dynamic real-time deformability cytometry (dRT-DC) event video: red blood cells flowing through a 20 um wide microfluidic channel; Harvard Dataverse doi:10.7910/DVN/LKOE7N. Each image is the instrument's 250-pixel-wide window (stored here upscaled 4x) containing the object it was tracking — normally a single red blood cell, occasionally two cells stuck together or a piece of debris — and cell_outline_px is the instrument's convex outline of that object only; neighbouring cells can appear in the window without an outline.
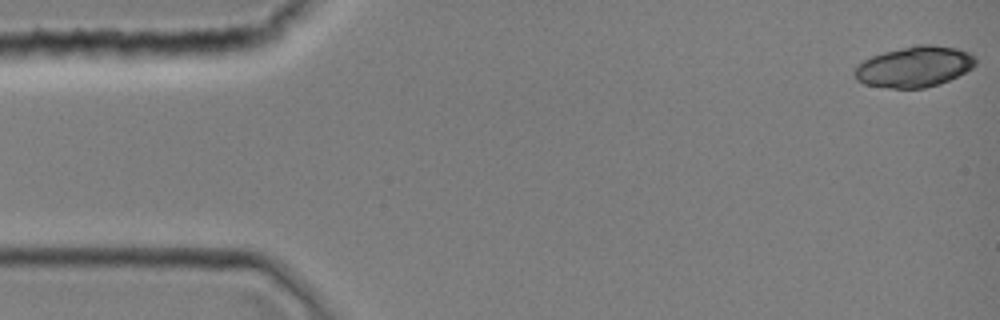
{"species": "common noctule bat (a hibernating species)", "species_latin": "Nyctalus noctula", "temperature_condition": "room temperature", "stored_images_in_passage": 44, "camera_frame_rate_fps": 3000, "um_per_image_px": 0.085, "animal": {"sex": "female", "body_mass_g": 19.0, "forearm_length_mm": 51.5}, "frame": {"image": 1, "passage_image": 1, "time_ms": 0.0, "image_size_px": [1000, 320], "cell_outline_px": [[976, 64], [972, 68], [940, 84], [924, 88], [888, 88], [864, 84], [856, 80], [852, 76], [852, 68], [856, 64], [872, 56], [884, 52], [916, 44], [932, 44], [956, 48], [968, 52], [976, 56]], "centroid_in_image_um": [77.67, 5.67], "position_along_channel_um": 7.3, "area_um2": 29.07}}
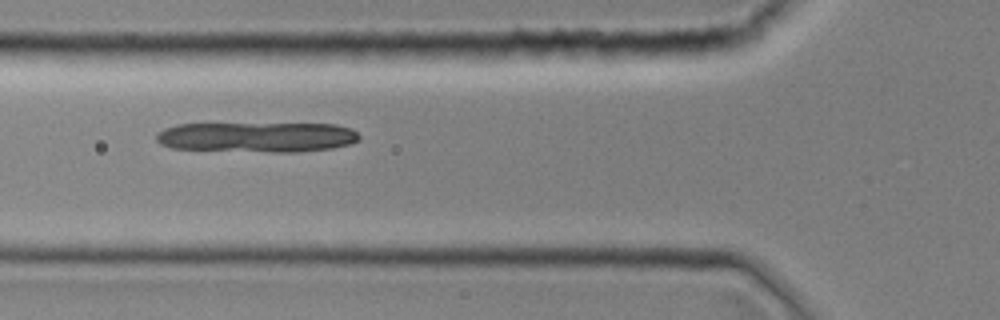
{"frame": {"image": 2, "passage_image": 16, "time_ms": 5.0, "image_size_px": [1000, 320], "cell_outline_px": [[360, 140], [348, 144], [332, 148], [300, 152], [268, 152], [172, 148], [160, 144], [156, 140], [156, 132], [164, 128], [176, 124], [336, 124], [352, 128], [360, 136]], "centroid_in_image_um": [21.85, 11.65], "position_along_channel_um": 104.0, "area_um2": 35.84}}
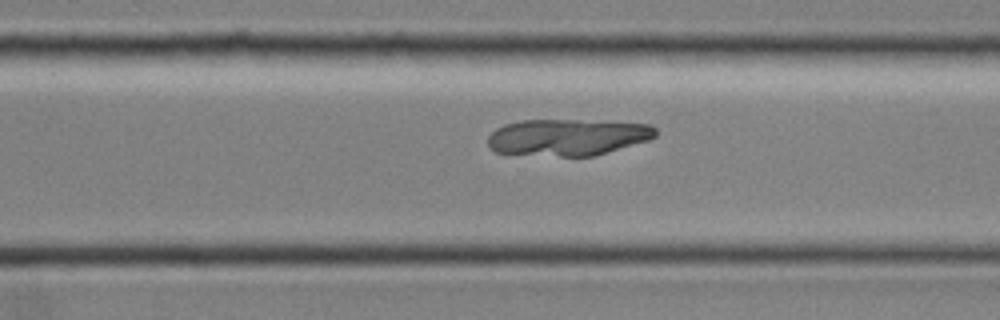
{"frame": {"image": 3, "passage_image": 31, "time_ms": 10.0, "image_size_px": [1000, 320], "cell_outline_px": [[656, 136], [648, 140], [592, 156], [560, 156], [496, 152], [488, 148], [488, 136], [496, 128], [504, 124], [520, 120], [576, 120], [652, 124], [656, 128]], "centroid_in_image_um": [48.22, 11.65], "position_along_channel_um": 322.4, "area_um2": 35.6}}